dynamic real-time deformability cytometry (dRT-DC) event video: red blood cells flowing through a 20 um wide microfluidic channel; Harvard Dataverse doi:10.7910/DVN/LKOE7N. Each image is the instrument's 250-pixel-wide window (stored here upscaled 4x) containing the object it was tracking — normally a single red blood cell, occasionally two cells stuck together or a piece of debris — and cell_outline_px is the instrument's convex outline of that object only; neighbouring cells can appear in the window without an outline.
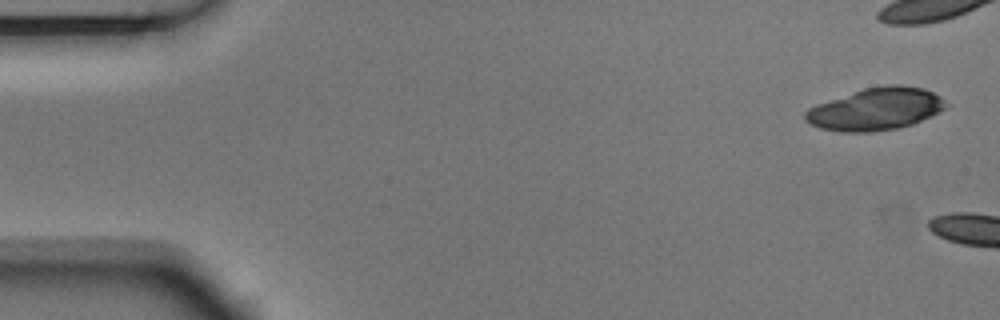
{"species": "Egyptian fruit bat (a non-hibernating species)", "species_latin": "Rousettus aegyptiacus", "temperature_condition": "room temperature", "stored_images_in_passage": 2, "camera_frame_rate_fps": 3000, "um_per_image_px": 0.085, "animal": {"sex": "male"}, "frame": {"image": 1, "passage_image": 1, "time_ms": 0.0, "image_size_px": [1000, 320], "cell_outline_px": [[948, 104], [944, 108], [912, 124], [896, 128], [872, 132], [844, 132], [820, 128], [804, 120], [804, 112], [808, 108], [816, 104], [864, 88], [884, 84], [900, 84], [924, 88], [940, 96]], "centroid_in_image_um": [74.4, 9.25], "position_along_channel_um": 10.6, "area_um2": 34.51}}